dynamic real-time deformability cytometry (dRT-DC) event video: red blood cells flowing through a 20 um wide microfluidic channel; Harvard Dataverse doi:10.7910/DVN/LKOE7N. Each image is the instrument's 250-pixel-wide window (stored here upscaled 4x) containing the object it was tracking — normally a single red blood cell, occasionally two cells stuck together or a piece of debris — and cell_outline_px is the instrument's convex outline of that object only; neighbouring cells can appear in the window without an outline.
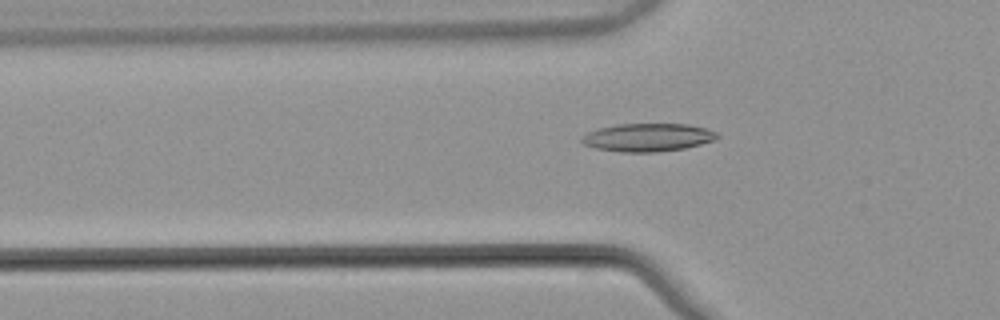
{"species": "common noctule bat (a hibernating species)", "species_latin": "Nyctalus noctula", "temperature_condition": "warm", "stored_images_in_passage": 53, "camera_frame_rate_fps": 3000, "um_per_image_px": 0.085, "animal": {"sex": "male", "body_mass_g": 21.5, "forearm_length_mm": 52.0}, "frame": {"image": 1, "passage_image": 18, "time_ms": 5.667, "image_size_px": [1000, 320], "cell_outline_px": [[720, 136], [712, 140], [700, 144], [684, 148], [656, 152], [620, 152], [596, 148], [584, 144], [580, 140], [580, 136], [588, 132], [600, 128], [620, 124], [688, 124], [704, 128], [716, 132]], "centroid_in_image_um": [55.03, 11.68], "position_along_channel_um": 70.8, "area_um2": 21.96}}
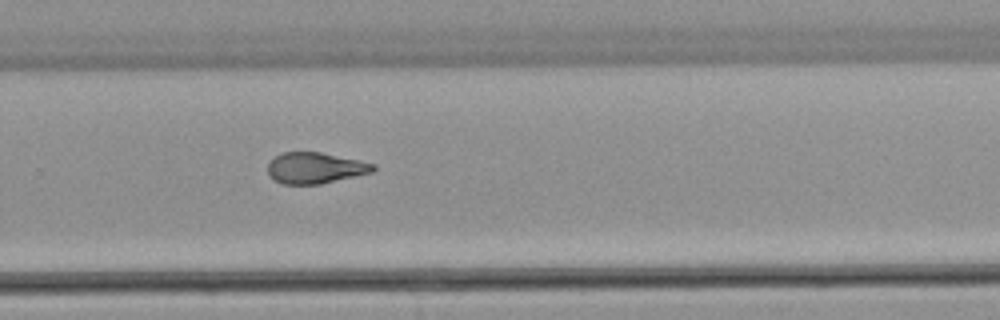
{"frame": {"image": 2, "passage_image": 36, "time_ms": 11.667, "image_size_px": [1000, 320], "cell_outline_px": [[376, 168], [372, 172], [320, 184], [280, 184], [268, 176], [268, 164], [280, 152], [320, 152], [360, 160], [376, 164]], "centroid_in_image_um": [26.78, 14.28], "position_along_channel_um": 303.0, "area_um2": 19.13}}
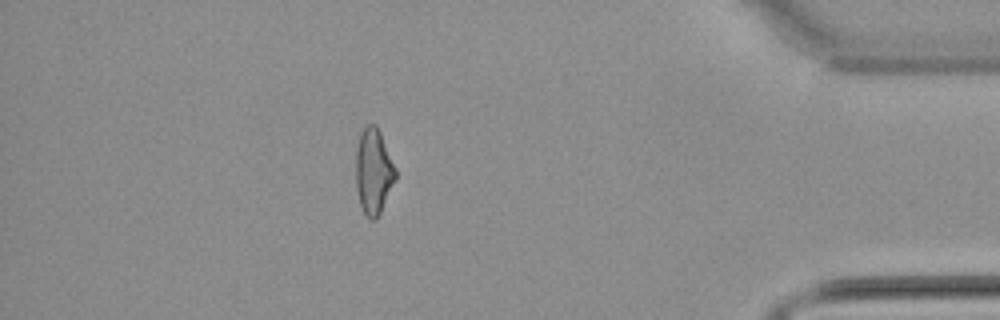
{"frame": {"image": 3, "passage_image": 47, "time_ms": 15.333, "image_size_px": [1000, 320], "cell_outline_px": [[396, 176], [380, 212], [376, 220], [372, 220], [364, 212], [360, 204], [356, 188], [356, 148], [360, 132], [368, 124], [376, 124], [380, 132], [396, 168]], "centroid_in_image_um": [31.73, 14.53], "position_along_channel_um": 403.5, "area_um2": 19.54}, "authors_computed_cell_mechanics": {"area_um2": 20.2878, "velocity_mm_per_s": 3.8735, "shape_relaxation_time_tau1_ms": 8.282, "shape_relaxation_time_tau2_ms": 2.9443, "deformation_change_tau1": 0.2022, "deformation_change_tau2": 0.1019}}